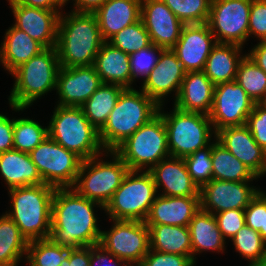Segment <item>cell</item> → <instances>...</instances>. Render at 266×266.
Masks as SVG:
<instances>
[{
	"label": "cell",
	"mask_w": 266,
	"mask_h": 266,
	"mask_svg": "<svg viewBox=\"0 0 266 266\" xmlns=\"http://www.w3.org/2000/svg\"><path fill=\"white\" fill-rule=\"evenodd\" d=\"M94 207L104 209L101 204L79 195L73 188H56L49 238L68 248L99 244L102 230L98 227Z\"/></svg>",
	"instance_id": "cell-1"
},
{
	"label": "cell",
	"mask_w": 266,
	"mask_h": 266,
	"mask_svg": "<svg viewBox=\"0 0 266 266\" xmlns=\"http://www.w3.org/2000/svg\"><path fill=\"white\" fill-rule=\"evenodd\" d=\"M69 13H61L58 22L56 48L60 67L93 65L105 42L100 33L98 19L94 13Z\"/></svg>",
	"instance_id": "cell-2"
},
{
	"label": "cell",
	"mask_w": 266,
	"mask_h": 266,
	"mask_svg": "<svg viewBox=\"0 0 266 266\" xmlns=\"http://www.w3.org/2000/svg\"><path fill=\"white\" fill-rule=\"evenodd\" d=\"M159 105L142 90L125 88L110 112L105 125L98 131L105 151H114L158 114Z\"/></svg>",
	"instance_id": "cell-3"
},
{
	"label": "cell",
	"mask_w": 266,
	"mask_h": 266,
	"mask_svg": "<svg viewBox=\"0 0 266 266\" xmlns=\"http://www.w3.org/2000/svg\"><path fill=\"white\" fill-rule=\"evenodd\" d=\"M55 189L45 183L8 189L12 210L5 213L28 242L49 238Z\"/></svg>",
	"instance_id": "cell-4"
},
{
	"label": "cell",
	"mask_w": 266,
	"mask_h": 266,
	"mask_svg": "<svg viewBox=\"0 0 266 266\" xmlns=\"http://www.w3.org/2000/svg\"><path fill=\"white\" fill-rule=\"evenodd\" d=\"M60 69L56 46L45 48L38 55L16 68L11 75L15 83L8 98L14 111H23L43 95L56 90Z\"/></svg>",
	"instance_id": "cell-5"
},
{
	"label": "cell",
	"mask_w": 266,
	"mask_h": 266,
	"mask_svg": "<svg viewBox=\"0 0 266 266\" xmlns=\"http://www.w3.org/2000/svg\"><path fill=\"white\" fill-rule=\"evenodd\" d=\"M48 127V136L83 160L104 155L98 130L85 117L80 107L54 108Z\"/></svg>",
	"instance_id": "cell-6"
},
{
	"label": "cell",
	"mask_w": 266,
	"mask_h": 266,
	"mask_svg": "<svg viewBox=\"0 0 266 266\" xmlns=\"http://www.w3.org/2000/svg\"><path fill=\"white\" fill-rule=\"evenodd\" d=\"M158 113L163 117L167 130L168 149L170 156L185 158L197 150L206 148L212 142L215 132L209 115L199 112H185L173 107L171 113L162 111Z\"/></svg>",
	"instance_id": "cell-7"
},
{
	"label": "cell",
	"mask_w": 266,
	"mask_h": 266,
	"mask_svg": "<svg viewBox=\"0 0 266 266\" xmlns=\"http://www.w3.org/2000/svg\"><path fill=\"white\" fill-rule=\"evenodd\" d=\"M114 152L131 171H149L170 156L167 130L163 117L158 113L148 123L122 142Z\"/></svg>",
	"instance_id": "cell-8"
},
{
	"label": "cell",
	"mask_w": 266,
	"mask_h": 266,
	"mask_svg": "<svg viewBox=\"0 0 266 266\" xmlns=\"http://www.w3.org/2000/svg\"><path fill=\"white\" fill-rule=\"evenodd\" d=\"M157 195L152 175L146 169L129 170L103 210L111 220L145 221Z\"/></svg>",
	"instance_id": "cell-9"
},
{
	"label": "cell",
	"mask_w": 266,
	"mask_h": 266,
	"mask_svg": "<svg viewBox=\"0 0 266 266\" xmlns=\"http://www.w3.org/2000/svg\"><path fill=\"white\" fill-rule=\"evenodd\" d=\"M104 154H107L104 155L106 157H112V161H103L100 155L83 160L72 187L79 195L103 207L112 198L129 171L126 163L114 151H105Z\"/></svg>",
	"instance_id": "cell-10"
},
{
	"label": "cell",
	"mask_w": 266,
	"mask_h": 266,
	"mask_svg": "<svg viewBox=\"0 0 266 266\" xmlns=\"http://www.w3.org/2000/svg\"><path fill=\"white\" fill-rule=\"evenodd\" d=\"M32 162L47 185L72 188L83 159L47 136L30 153Z\"/></svg>",
	"instance_id": "cell-11"
},
{
	"label": "cell",
	"mask_w": 266,
	"mask_h": 266,
	"mask_svg": "<svg viewBox=\"0 0 266 266\" xmlns=\"http://www.w3.org/2000/svg\"><path fill=\"white\" fill-rule=\"evenodd\" d=\"M109 231H101L99 245L130 266H139L150 249V230L144 221L112 220Z\"/></svg>",
	"instance_id": "cell-12"
},
{
	"label": "cell",
	"mask_w": 266,
	"mask_h": 266,
	"mask_svg": "<svg viewBox=\"0 0 266 266\" xmlns=\"http://www.w3.org/2000/svg\"><path fill=\"white\" fill-rule=\"evenodd\" d=\"M252 0H212L207 24L217 43L243 46L248 40Z\"/></svg>",
	"instance_id": "cell-13"
},
{
	"label": "cell",
	"mask_w": 266,
	"mask_h": 266,
	"mask_svg": "<svg viewBox=\"0 0 266 266\" xmlns=\"http://www.w3.org/2000/svg\"><path fill=\"white\" fill-rule=\"evenodd\" d=\"M254 105L255 102L235 80L215 85L209 114L214 132L225 127L246 125Z\"/></svg>",
	"instance_id": "cell-14"
},
{
	"label": "cell",
	"mask_w": 266,
	"mask_h": 266,
	"mask_svg": "<svg viewBox=\"0 0 266 266\" xmlns=\"http://www.w3.org/2000/svg\"><path fill=\"white\" fill-rule=\"evenodd\" d=\"M251 181L235 182L212 179L200 188L201 209L211 214L245 209L260 189L249 185Z\"/></svg>",
	"instance_id": "cell-15"
},
{
	"label": "cell",
	"mask_w": 266,
	"mask_h": 266,
	"mask_svg": "<svg viewBox=\"0 0 266 266\" xmlns=\"http://www.w3.org/2000/svg\"><path fill=\"white\" fill-rule=\"evenodd\" d=\"M101 85L93 65L60 67L56 82L57 105L81 107Z\"/></svg>",
	"instance_id": "cell-16"
},
{
	"label": "cell",
	"mask_w": 266,
	"mask_h": 266,
	"mask_svg": "<svg viewBox=\"0 0 266 266\" xmlns=\"http://www.w3.org/2000/svg\"><path fill=\"white\" fill-rule=\"evenodd\" d=\"M140 19L151 42L163 49L175 46L184 26L163 0H141Z\"/></svg>",
	"instance_id": "cell-17"
},
{
	"label": "cell",
	"mask_w": 266,
	"mask_h": 266,
	"mask_svg": "<svg viewBox=\"0 0 266 266\" xmlns=\"http://www.w3.org/2000/svg\"><path fill=\"white\" fill-rule=\"evenodd\" d=\"M185 74L186 71L175 52L172 49H163L157 65L143 82L141 90L161 106L166 96L173 91L175 100L177 99Z\"/></svg>",
	"instance_id": "cell-18"
},
{
	"label": "cell",
	"mask_w": 266,
	"mask_h": 266,
	"mask_svg": "<svg viewBox=\"0 0 266 266\" xmlns=\"http://www.w3.org/2000/svg\"><path fill=\"white\" fill-rule=\"evenodd\" d=\"M217 44L207 23L184 25L172 50L184 70L203 71L212 48Z\"/></svg>",
	"instance_id": "cell-19"
},
{
	"label": "cell",
	"mask_w": 266,
	"mask_h": 266,
	"mask_svg": "<svg viewBox=\"0 0 266 266\" xmlns=\"http://www.w3.org/2000/svg\"><path fill=\"white\" fill-rule=\"evenodd\" d=\"M8 2L12 9L16 28L26 32L44 48H52L57 45L60 11L28 7L18 4L14 0Z\"/></svg>",
	"instance_id": "cell-20"
},
{
	"label": "cell",
	"mask_w": 266,
	"mask_h": 266,
	"mask_svg": "<svg viewBox=\"0 0 266 266\" xmlns=\"http://www.w3.org/2000/svg\"><path fill=\"white\" fill-rule=\"evenodd\" d=\"M215 139L258 178L266 175V151L255 142L246 125L225 127L216 132Z\"/></svg>",
	"instance_id": "cell-21"
},
{
	"label": "cell",
	"mask_w": 266,
	"mask_h": 266,
	"mask_svg": "<svg viewBox=\"0 0 266 266\" xmlns=\"http://www.w3.org/2000/svg\"><path fill=\"white\" fill-rule=\"evenodd\" d=\"M154 180L156 190L162 186L163 196H200V188L188 173L183 158L169 156L148 171Z\"/></svg>",
	"instance_id": "cell-22"
},
{
	"label": "cell",
	"mask_w": 266,
	"mask_h": 266,
	"mask_svg": "<svg viewBox=\"0 0 266 266\" xmlns=\"http://www.w3.org/2000/svg\"><path fill=\"white\" fill-rule=\"evenodd\" d=\"M200 208V196L157 195L144 222L146 225L189 226Z\"/></svg>",
	"instance_id": "cell-23"
},
{
	"label": "cell",
	"mask_w": 266,
	"mask_h": 266,
	"mask_svg": "<svg viewBox=\"0 0 266 266\" xmlns=\"http://www.w3.org/2000/svg\"><path fill=\"white\" fill-rule=\"evenodd\" d=\"M214 87L203 71L186 72L174 106L185 112L209 115L213 106Z\"/></svg>",
	"instance_id": "cell-24"
},
{
	"label": "cell",
	"mask_w": 266,
	"mask_h": 266,
	"mask_svg": "<svg viewBox=\"0 0 266 266\" xmlns=\"http://www.w3.org/2000/svg\"><path fill=\"white\" fill-rule=\"evenodd\" d=\"M104 41L140 20L141 0H107L95 13Z\"/></svg>",
	"instance_id": "cell-25"
},
{
	"label": "cell",
	"mask_w": 266,
	"mask_h": 266,
	"mask_svg": "<svg viewBox=\"0 0 266 266\" xmlns=\"http://www.w3.org/2000/svg\"><path fill=\"white\" fill-rule=\"evenodd\" d=\"M93 66L102 83L115 84L123 88L131 86L129 55L105 41L95 57Z\"/></svg>",
	"instance_id": "cell-26"
},
{
	"label": "cell",
	"mask_w": 266,
	"mask_h": 266,
	"mask_svg": "<svg viewBox=\"0 0 266 266\" xmlns=\"http://www.w3.org/2000/svg\"><path fill=\"white\" fill-rule=\"evenodd\" d=\"M4 38L0 47V62L10 74L45 49L39 42L14 25L7 29Z\"/></svg>",
	"instance_id": "cell-27"
},
{
	"label": "cell",
	"mask_w": 266,
	"mask_h": 266,
	"mask_svg": "<svg viewBox=\"0 0 266 266\" xmlns=\"http://www.w3.org/2000/svg\"><path fill=\"white\" fill-rule=\"evenodd\" d=\"M0 174L7 189L44 183L29 153L16 149L0 153Z\"/></svg>",
	"instance_id": "cell-28"
},
{
	"label": "cell",
	"mask_w": 266,
	"mask_h": 266,
	"mask_svg": "<svg viewBox=\"0 0 266 266\" xmlns=\"http://www.w3.org/2000/svg\"><path fill=\"white\" fill-rule=\"evenodd\" d=\"M188 227L192 244V260L195 263V256L204 251L209 250L212 252L218 251V253H223L225 250L226 239L218 228L214 214L200 208L191 219Z\"/></svg>",
	"instance_id": "cell-29"
},
{
	"label": "cell",
	"mask_w": 266,
	"mask_h": 266,
	"mask_svg": "<svg viewBox=\"0 0 266 266\" xmlns=\"http://www.w3.org/2000/svg\"><path fill=\"white\" fill-rule=\"evenodd\" d=\"M242 46L237 44L217 43L211 50L203 72L214 84L231 82L236 79L240 61L245 56Z\"/></svg>",
	"instance_id": "cell-30"
},
{
	"label": "cell",
	"mask_w": 266,
	"mask_h": 266,
	"mask_svg": "<svg viewBox=\"0 0 266 266\" xmlns=\"http://www.w3.org/2000/svg\"><path fill=\"white\" fill-rule=\"evenodd\" d=\"M150 230V249L162 253L189 256L192 244L188 226L147 225Z\"/></svg>",
	"instance_id": "cell-31"
},
{
	"label": "cell",
	"mask_w": 266,
	"mask_h": 266,
	"mask_svg": "<svg viewBox=\"0 0 266 266\" xmlns=\"http://www.w3.org/2000/svg\"><path fill=\"white\" fill-rule=\"evenodd\" d=\"M211 160L214 180L243 182L258 179L246 165L216 139L212 142Z\"/></svg>",
	"instance_id": "cell-32"
},
{
	"label": "cell",
	"mask_w": 266,
	"mask_h": 266,
	"mask_svg": "<svg viewBox=\"0 0 266 266\" xmlns=\"http://www.w3.org/2000/svg\"><path fill=\"white\" fill-rule=\"evenodd\" d=\"M124 89L119 85L102 83L80 107L85 117L98 131L105 125L110 112Z\"/></svg>",
	"instance_id": "cell-33"
},
{
	"label": "cell",
	"mask_w": 266,
	"mask_h": 266,
	"mask_svg": "<svg viewBox=\"0 0 266 266\" xmlns=\"http://www.w3.org/2000/svg\"><path fill=\"white\" fill-rule=\"evenodd\" d=\"M28 243L6 213L0 216V266H18L26 258Z\"/></svg>",
	"instance_id": "cell-34"
},
{
	"label": "cell",
	"mask_w": 266,
	"mask_h": 266,
	"mask_svg": "<svg viewBox=\"0 0 266 266\" xmlns=\"http://www.w3.org/2000/svg\"><path fill=\"white\" fill-rule=\"evenodd\" d=\"M70 248L54 243L50 238L30 241L25 260L29 266H63Z\"/></svg>",
	"instance_id": "cell-35"
},
{
	"label": "cell",
	"mask_w": 266,
	"mask_h": 266,
	"mask_svg": "<svg viewBox=\"0 0 266 266\" xmlns=\"http://www.w3.org/2000/svg\"><path fill=\"white\" fill-rule=\"evenodd\" d=\"M236 252L245 260L248 266H264L266 261V241L259 232L246 224L231 238Z\"/></svg>",
	"instance_id": "cell-36"
},
{
	"label": "cell",
	"mask_w": 266,
	"mask_h": 266,
	"mask_svg": "<svg viewBox=\"0 0 266 266\" xmlns=\"http://www.w3.org/2000/svg\"><path fill=\"white\" fill-rule=\"evenodd\" d=\"M235 81L255 102L261 103L266 96V72L247 55L240 61Z\"/></svg>",
	"instance_id": "cell-37"
},
{
	"label": "cell",
	"mask_w": 266,
	"mask_h": 266,
	"mask_svg": "<svg viewBox=\"0 0 266 266\" xmlns=\"http://www.w3.org/2000/svg\"><path fill=\"white\" fill-rule=\"evenodd\" d=\"M47 136L48 127H42L37 121L30 118L14 119V149L30 153Z\"/></svg>",
	"instance_id": "cell-38"
},
{
	"label": "cell",
	"mask_w": 266,
	"mask_h": 266,
	"mask_svg": "<svg viewBox=\"0 0 266 266\" xmlns=\"http://www.w3.org/2000/svg\"><path fill=\"white\" fill-rule=\"evenodd\" d=\"M113 47L131 55L151 45V39L142 20L127 26L113 35L108 41Z\"/></svg>",
	"instance_id": "cell-39"
},
{
	"label": "cell",
	"mask_w": 266,
	"mask_h": 266,
	"mask_svg": "<svg viewBox=\"0 0 266 266\" xmlns=\"http://www.w3.org/2000/svg\"><path fill=\"white\" fill-rule=\"evenodd\" d=\"M184 24L207 23L212 0H163Z\"/></svg>",
	"instance_id": "cell-40"
},
{
	"label": "cell",
	"mask_w": 266,
	"mask_h": 266,
	"mask_svg": "<svg viewBox=\"0 0 266 266\" xmlns=\"http://www.w3.org/2000/svg\"><path fill=\"white\" fill-rule=\"evenodd\" d=\"M211 151L212 143L183 158L188 173L199 188L213 179Z\"/></svg>",
	"instance_id": "cell-41"
},
{
	"label": "cell",
	"mask_w": 266,
	"mask_h": 266,
	"mask_svg": "<svg viewBox=\"0 0 266 266\" xmlns=\"http://www.w3.org/2000/svg\"><path fill=\"white\" fill-rule=\"evenodd\" d=\"M162 50V47L152 43L146 48L140 49L139 51L129 55L131 85L135 82V78L142 77L144 78L143 82L147 79L153 68L157 65Z\"/></svg>",
	"instance_id": "cell-42"
},
{
	"label": "cell",
	"mask_w": 266,
	"mask_h": 266,
	"mask_svg": "<svg viewBox=\"0 0 266 266\" xmlns=\"http://www.w3.org/2000/svg\"><path fill=\"white\" fill-rule=\"evenodd\" d=\"M245 223L266 241V193L259 191L244 209Z\"/></svg>",
	"instance_id": "cell-43"
},
{
	"label": "cell",
	"mask_w": 266,
	"mask_h": 266,
	"mask_svg": "<svg viewBox=\"0 0 266 266\" xmlns=\"http://www.w3.org/2000/svg\"><path fill=\"white\" fill-rule=\"evenodd\" d=\"M223 237L231 239L246 223L244 209H231L214 214Z\"/></svg>",
	"instance_id": "cell-44"
},
{
	"label": "cell",
	"mask_w": 266,
	"mask_h": 266,
	"mask_svg": "<svg viewBox=\"0 0 266 266\" xmlns=\"http://www.w3.org/2000/svg\"><path fill=\"white\" fill-rule=\"evenodd\" d=\"M246 126L255 142L266 151V107L264 105L255 103L253 111L247 118Z\"/></svg>",
	"instance_id": "cell-45"
},
{
	"label": "cell",
	"mask_w": 266,
	"mask_h": 266,
	"mask_svg": "<svg viewBox=\"0 0 266 266\" xmlns=\"http://www.w3.org/2000/svg\"><path fill=\"white\" fill-rule=\"evenodd\" d=\"M196 263L184 255L162 253L149 249L139 266H194Z\"/></svg>",
	"instance_id": "cell-46"
},
{
	"label": "cell",
	"mask_w": 266,
	"mask_h": 266,
	"mask_svg": "<svg viewBox=\"0 0 266 266\" xmlns=\"http://www.w3.org/2000/svg\"><path fill=\"white\" fill-rule=\"evenodd\" d=\"M254 35L259 41H266V0H252L248 38Z\"/></svg>",
	"instance_id": "cell-47"
},
{
	"label": "cell",
	"mask_w": 266,
	"mask_h": 266,
	"mask_svg": "<svg viewBox=\"0 0 266 266\" xmlns=\"http://www.w3.org/2000/svg\"><path fill=\"white\" fill-rule=\"evenodd\" d=\"M110 259V260H109ZM123 264V265H122ZM90 266H130L106 251L101 245L90 246Z\"/></svg>",
	"instance_id": "cell-48"
},
{
	"label": "cell",
	"mask_w": 266,
	"mask_h": 266,
	"mask_svg": "<svg viewBox=\"0 0 266 266\" xmlns=\"http://www.w3.org/2000/svg\"><path fill=\"white\" fill-rule=\"evenodd\" d=\"M13 129L14 118L9 119L0 113V153L14 149Z\"/></svg>",
	"instance_id": "cell-49"
},
{
	"label": "cell",
	"mask_w": 266,
	"mask_h": 266,
	"mask_svg": "<svg viewBox=\"0 0 266 266\" xmlns=\"http://www.w3.org/2000/svg\"><path fill=\"white\" fill-rule=\"evenodd\" d=\"M63 266H90V246L70 248V256Z\"/></svg>",
	"instance_id": "cell-50"
},
{
	"label": "cell",
	"mask_w": 266,
	"mask_h": 266,
	"mask_svg": "<svg viewBox=\"0 0 266 266\" xmlns=\"http://www.w3.org/2000/svg\"><path fill=\"white\" fill-rule=\"evenodd\" d=\"M18 4L45 10L60 11L65 5L62 0H14ZM60 9V10H58Z\"/></svg>",
	"instance_id": "cell-51"
},
{
	"label": "cell",
	"mask_w": 266,
	"mask_h": 266,
	"mask_svg": "<svg viewBox=\"0 0 266 266\" xmlns=\"http://www.w3.org/2000/svg\"><path fill=\"white\" fill-rule=\"evenodd\" d=\"M74 9L78 13H95L107 0H72Z\"/></svg>",
	"instance_id": "cell-52"
},
{
	"label": "cell",
	"mask_w": 266,
	"mask_h": 266,
	"mask_svg": "<svg viewBox=\"0 0 266 266\" xmlns=\"http://www.w3.org/2000/svg\"><path fill=\"white\" fill-rule=\"evenodd\" d=\"M247 55L266 72V41L258 42Z\"/></svg>",
	"instance_id": "cell-53"
},
{
	"label": "cell",
	"mask_w": 266,
	"mask_h": 266,
	"mask_svg": "<svg viewBox=\"0 0 266 266\" xmlns=\"http://www.w3.org/2000/svg\"><path fill=\"white\" fill-rule=\"evenodd\" d=\"M262 105H264L266 107V96L265 98L263 99V101L261 102Z\"/></svg>",
	"instance_id": "cell-54"
},
{
	"label": "cell",
	"mask_w": 266,
	"mask_h": 266,
	"mask_svg": "<svg viewBox=\"0 0 266 266\" xmlns=\"http://www.w3.org/2000/svg\"><path fill=\"white\" fill-rule=\"evenodd\" d=\"M63 1V3L65 4V5H67V2L69 1V0H62Z\"/></svg>",
	"instance_id": "cell-55"
}]
</instances>
